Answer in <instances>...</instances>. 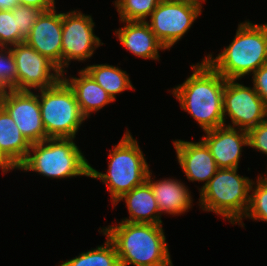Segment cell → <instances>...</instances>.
I'll list each match as a JSON object with an SVG mask.
<instances>
[{
    "label": "cell",
    "instance_id": "1",
    "mask_svg": "<svg viewBox=\"0 0 267 266\" xmlns=\"http://www.w3.org/2000/svg\"><path fill=\"white\" fill-rule=\"evenodd\" d=\"M191 67L192 75L174 87L172 94L204 132L224 126L223 92L226 79L205 59Z\"/></svg>",
    "mask_w": 267,
    "mask_h": 266
},
{
    "label": "cell",
    "instance_id": "2",
    "mask_svg": "<svg viewBox=\"0 0 267 266\" xmlns=\"http://www.w3.org/2000/svg\"><path fill=\"white\" fill-rule=\"evenodd\" d=\"M99 232L114 244L120 266H173L162 224L120 221Z\"/></svg>",
    "mask_w": 267,
    "mask_h": 266
},
{
    "label": "cell",
    "instance_id": "3",
    "mask_svg": "<svg viewBox=\"0 0 267 266\" xmlns=\"http://www.w3.org/2000/svg\"><path fill=\"white\" fill-rule=\"evenodd\" d=\"M204 59L226 80H239L253 74L267 64V23L238 24L232 42L215 59L212 54Z\"/></svg>",
    "mask_w": 267,
    "mask_h": 266
},
{
    "label": "cell",
    "instance_id": "4",
    "mask_svg": "<svg viewBox=\"0 0 267 266\" xmlns=\"http://www.w3.org/2000/svg\"><path fill=\"white\" fill-rule=\"evenodd\" d=\"M138 144L127 129L120 142L110 150L107 172H99L90 166V177L106 184L112 205L147 179L149 165Z\"/></svg>",
    "mask_w": 267,
    "mask_h": 266
},
{
    "label": "cell",
    "instance_id": "5",
    "mask_svg": "<svg viewBox=\"0 0 267 266\" xmlns=\"http://www.w3.org/2000/svg\"><path fill=\"white\" fill-rule=\"evenodd\" d=\"M74 138H47L30 146L18 170L33 171L49 178L90 177V164Z\"/></svg>",
    "mask_w": 267,
    "mask_h": 266
},
{
    "label": "cell",
    "instance_id": "6",
    "mask_svg": "<svg viewBox=\"0 0 267 266\" xmlns=\"http://www.w3.org/2000/svg\"><path fill=\"white\" fill-rule=\"evenodd\" d=\"M238 168H219L200 191L199 205L204 211L214 212L233 225H245L250 187L253 180L237 174Z\"/></svg>",
    "mask_w": 267,
    "mask_h": 266
},
{
    "label": "cell",
    "instance_id": "7",
    "mask_svg": "<svg viewBox=\"0 0 267 266\" xmlns=\"http://www.w3.org/2000/svg\"><path fill=\"white\" fill-rule=\"evenodd\" d=\"M47 138H74L86 118L73 89L61 78L55 85L37 90Z\"/></svg>",
    "mask_w": 267,
    "mask_h": 266
},
{
    "label": "cell",
    "instance_id": "8",
    "mask_svg": "<svg viewBox=\"0 0 267 266\" xmlns=\"http://www.w3.org/2000/svg\"><path fill=\"white\" fill-rule=\"evenodd\" d=\"M235 81L226 80L224 87V126L248 132L267 119V104L261 99L254 87H247ZM226 116L230 117L232 125H225Z\"/></svg>",
    "mask_w": 267,
    "mask_h": 266
},
{
    "label": "cell",
    "instance_id": "9",
    "mask_svg": "<svg viewBox=\"0 0 267 266\" xmlns=\"http://www.w3.org/2000/svg\"><path fill=\"white\" fill-rule=\"evenodd\" d=\"M92 19L79 10L62 13V74L66 73L64 69L71 60L83 62L94 54L96 48L103 45L94 34L95 23Z\"/></svg>",
    "mask_w": 267,
    "mask_h": 266
},
{
    "label": "cell",
    "instance_id": "10",
    "mask_svg": "<svg viewBox=\"0 0 267 266\" xmlns=\"http://www.w3.org/2000/svg\"><path fill=\"white\" fill-rule=\"evenodd\" d=\"M199 7L179 2L161 0L146 21L155 37L170 49L177 43L201 14Z\"/></svg>",
    "mask_w": 267,
    "mask_h": 266
},
{
    "label": "cell",
    "instance_id": "11",
    "mask_svg": "<svg viewBox=\"0 0 267 266\" xmlns=\"http://www.w3.org/2000/svg\"><path fill=\"white\" fill-rule=\"evenodd\" d=\"M11 50L17 68V90L45 89L62 78V72L52 61L25 42L12 46Z\"/></svg>",
    "mask_w": 267,
    "mask_h": 266
},
{
    "label": "cell",
    "instance_id": "12",
    "mask_svg": "<svg viewBox=\"0 0 267 266\" xmlns=\"http://www.w3.org/2000/svg\"><path fill=\"white\" fill-rule=\"evenodd\" d=\"M0 105L8 112L30 144L46 139L39 98L32 91L5 90Z\"/></svg>",
    "mask_w": 267,
    "mask_h": 266
},
{
    "label": "cell",
    "instance_id": "13",
    "mask_svg": "<svg viewBox=\"0 0 267 266\" xmlns=\"http://www.w3.org/2000/svg\"><path fill=\"white\" fill-rule=\"evenodd\" d=\"M24 42L46 56L61 71L62 13H57L56 7L42 12Z\"/></svg>",
    "mask_w": 267,
    "mask_h": 266
},
{
    "label": "cell",
    "instance_id": "14",
    "mask_svg": "<svg viewBox=\"0 0 267 266\" xmlns=\"http://www.w3.org/2000/svg\"><path fill=\"white\" fill-rule=\"evenodd\" d=\"M207 145L218 168H238L242 148L249 146L248 132L227 126L205 131Z\"/></svg>",
    "mask_w": 267,
    "mask_h": 266
},
{
    "label": "cell",
    "instance_id": "15",
    "mask_svg": "<svg viewBox=\"0 0 267 266\" xmlns=\"http://www.w3.org/2000/svg\"><path fill=\"white\" fill-rule=\"evenodd\" d=\"M179 165L189 181L205 182L201 191L215 175L217 164L207 145L202 141H173Z\"/></svg>",
    "mask_w": 267,
    "mask_h": 266
},
{
    "label": "cell",
    "instance_id": "16",
    "mask_svg": "<svg viewBox=\"0 0 267 266\" xmlns=\"http://www.w3.org/2000/svg\"><path fill=\"white\" fill-rule=\"evenodd\" d=\"M31 144L15 121L0 105V168L3 173L17 169L26 159Z\"/></svg>",
    "mask_w": 267,
    "mask_h": 266
},
{
    "label": "cell",
    "instance_id": "17",
    "mask_svg": "<svg viewBox=\"0 0 267 266\" xmlns=\"http://www.w3.org/2000/svg\"><path fill=\"white\" fill-rule=\"evenodd\" d=\"M124 27L115 31L120 43L130 53L143 59L159 61V49L166 50L146 21H121Z\"/></svg>",
    "mask_w": 267,
    "mask_h": 266
},
{
    "label": "cell",
    "instance_id": "18",
    "mask_svg": "<svg viewBox=\"0 0 267 266\" xmlns=\"http://www.w3.org/2000/svg\"><path fill=\"white\" fill-rule=\"evenodd\" d=\"M152 172H148L146 181L150 184L161 215H181L192 207V196L181 181L176 179H162L153 181Z\"/></svg>",
    "mask_w": 267,
    "mask_h": 266
},
{
    "label": "cell",
    "instance_id": "19",
    "mask_svg": "<svg viewBox=\"0 0 267 266\" xmlns=\"http://www.w3.org/2000/svg\"><path fill=\"white\" fill-rule=\"evenodd\" d=\"M121 200H125L129 218L121 221L128 223L162 224L161 213L150 184L145 181L124 194L113 205L115 207Z\"/></svg>",
    "mask_w": 267,
    "mask_h": 266
},
{
    "label": "cell",
    "instance_id": "20",
    "mask_svg": "<svg viewBox=\"0 0 267 266\" xmlns=\"http://www.w3.org/2000/svg\"><path fill=\"white\" fill-rule=\"evenodd\" d=\"M79 78H62L73 89L79 109L87 119L91 113L101 110L105 105L114 102L112 97L84 69L79 70Z\"/></svg>",
    "mask_w": 267,
    "mask_h": 266
},
{
    "label": "cell",
    "instance_id": "21",
    "mask_svg": "<svg viewBox=\"0 0 267 266\" xmlns=\"http://www.w3.org/2000/svg\"><path fill=\"white\" fill-rule=\"evenodd\" d=\"M115 101L116 94L134 89L126 71L108 64H95L83 68Z\"/></svg>",
    "mask_w": 267,
    "mask_h": 266
},
{
    "label": "cell",
    "instance_id": "22",
    "mask_svg": "<svg viewBox=\"0 0 267 266\" xmlns=\"http://www.w3.org/2000/svg\"><path fill=\"white\" fill-rule=\"evenodd\" d=\"M60 266H120V261L114 244L107 238L103 245L82 252L79 256L62 262Z\"/></svg>",
    "mask_w": 267,
    "mask_h": 266
},
{
    "label": "cell",
    "instance_id": "23",
    "mask_svg": "<svg viewBox=\"0 0 267 266\" xmlns=\"http://www.w3.org/2000/svg\"><path fill=\"white\" fill-rule=\"evenodd\" d=\"M161 0H116L119 21H146Z\"/></svg>",
    "mask_w": 267,
    "mask_h": 266
},
{
    "label": "cell",
    "instance_id": "24",
    "mask_svg": "<svg viewBox=\"0 0 267 266\" xmlns=\"http://www.w3.org/2000/svg\"><path fill=\"white\" fill-rule=\"evenodd\" d=\"M261 176H257L255 183L254 181L251 183L252 194H250L249 206L244 217L267 222V180Z\"/></svg>",
    "mask_w": 267,
    "mask_h": 266
},
{
    "label": "cell",
    "instance_id": "25",
    "mask_svg": "<svg viewBox=\"0 0 267 266\" xmlns=\"http://www.w3.org/2000/svg\"><path fill=\"white\" fill-rule=\"evenodd\" d=\"M0 88L17 90V68L10 47H0Z\"/></svg>",
    "mask_w": 267,
    "mask_h": 266
},
{
    "label": "cell",
    "instance_id": "26",
    "mask_svg": "<svg viewBox=\"0 0 267 266\" xmlns=\"http://www.w3.org/2000/svg\"><path fill=\"white\" fill-rule=\"evenodd\" d=\"M35 7L17 5L12 8L13 16H16L17 29L20 33V43H23L29 36L31 29L42 13Z\"/></svg>",
    "mask_w": 267,
    "mask_h": 266
},
{
    "label": "cell",
    "instance_id": "27",
    "mask_svg": "<svg viewBox=\"0 0 267 266\" xmlns=\"http://www.w3.org/2000/svg\"><path fill=\"white\" fill-rule=\"evenodd\" d=\"M19 43L20 33L12 9L0 10V47H11Z\"/></svg>",
    "mask_w": 267,
    "mask_h": 266
},
{
    "label": "cell",
    "instance_id": "28",
    "mask_svg": "<svg viewBox=\"0 0 267 266\" xmlns=\"http://www.w3.org/2000/svg\"><path fill=\"white\" fill-rule=\"evenodd\" d=\"M248 147L267 155V119L248 131Z\"/></svg>",
    "mask_w": 267,
    "mask_h": 266
},
{
    "label": "cell",
    "instance_id": "29",
    "mask_svg": "<svg viewBox=\"0 0 267 266\" xmlns=\"http://www.w3.org/2000/svg\"><path fill=\"white\" fill-rule=\"evenodd\" d=\"M252 75V83L255 91L267 104V64L262 65Z\"/></svg>",
    "mask_w": 267,
    "mask_h": 266
},
{
    "label": "cell",
    "instance_id": "30",
    "mask_svg": "<svg viewBox=\"0 0 267 266\" xmlns=\"http://www.w3.org/2000/svg\"><path fill=\"white\" fill-rule=\"evenodd\" d=\"M17 5L35 7L39 10L48 11L55 8V0H16Z\"/></svg>",
    "mask_w": 267,
    "mask_h": 266
},
{
    "label": "cell",
    "instance_id": "31",
    "mask_svg": "<svg viewBox=\"0 0 267 266\" xmlns=\"http://www.w3.org/2000/svg\"><path fill=\"white\" fill-rule=\"evenodd\" d=\"M17 6L16 0H0V10L12 9Z\"/></svg>",
    "mask_w": 267,
    "mask_h": 266
},
{
    "label": "cell",
    "instance_id": "32",
    "mask_svg": "<svg viewBox=\"0 0 267 266\" xmlns=\"http://www.w3.org/2000/svg\"><path fill=\"white\" fill-rule=\"evenodd\" d=\"M171 2H179V3H187L196 7H199L202 10V1L205 2L206 0H168Z\"/></svg>",
    "mask_w": 267,
    "mask_h": 266
},
{
    "label": "cell",
    "instance_id": "33",
    "mask_svg": "<svg viewBox=\"0 0 267 266\" xmlns=\"http://www.w3.org/2000/svg\"><path fill=\"white\" fill-rule=\"evenodd\" d=\"M2 92H3V91H2L1 88H0V99H1Z\"/></svg>",
    "mask_w": 267,
    "mask_h": 266
},
{
    "label": "cell",
    "instance_id": "34",
    "mask_svg": "<svg viewBox=\"0 0 267 266\" xmlns=\"http://www.w3.org/2000/svg\"><path fill=\"white\" fill-rule=\"evenodd\" d=\"M266 180H267V173H266V175L264 174V176H263Z\"/></svg>",
    "mask_w": 267,
    "mask_h": 266
}]
</instances>
